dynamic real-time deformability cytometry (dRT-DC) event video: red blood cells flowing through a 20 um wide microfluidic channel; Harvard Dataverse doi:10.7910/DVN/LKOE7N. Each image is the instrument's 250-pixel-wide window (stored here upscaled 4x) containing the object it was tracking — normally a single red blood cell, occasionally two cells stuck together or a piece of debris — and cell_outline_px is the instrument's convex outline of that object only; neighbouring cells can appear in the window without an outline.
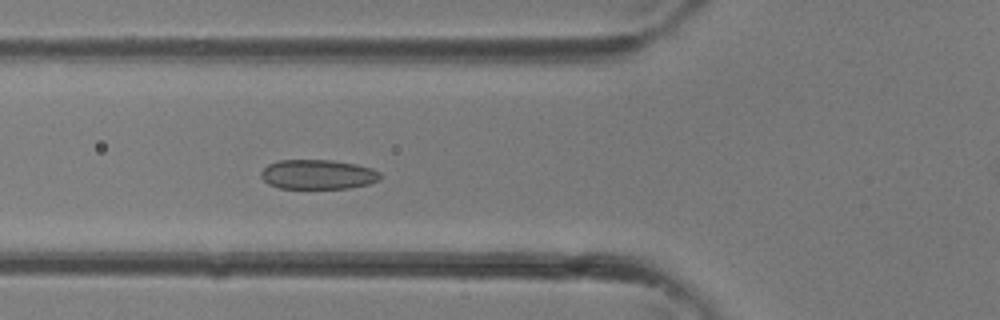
{"species": "common noctule bat (a hibernating species)", "species_latin": "Nyctalus noctula", "temperature_condition": "room temperature", "stored_images_in_passage": 36, "camera_frame_rate_fps": 3000, "um_per_image_px": 0.085, "animal": {"sex": "female"}, "frame": {"image": 1, "passage_image": 13, "time_ms": 4.0, "image_size_px": [1000, 320], "cell_outline_px": [[380, 180], [368, 184], [348, 188], [280, 188], [268, 184], [260, 176], [260, 172], [268, 164], [280, 160], [332, 160], [356, 164], [372, 168], [380, 172]], "centroid_in_image_um": [27.02, 14.82], "position_along_channel_um": 98.8, "area_um2": 20.58}}
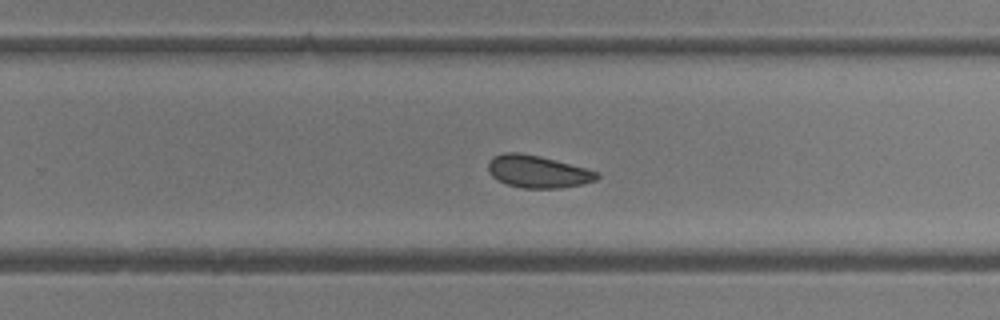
{"frame": {"image": 2, "passage_image": 23, "time_ms": 7.333, "image_size_px": [1000, 320], "cell_outline_px": [[600, 176], [596, 180], [584, 184], [560, 188], [520, 188], [508, 184], [492, 176], [488, 172], [488, 160], [492, 156], [504, 152], [520, 152], [540, 156], [600, 172]], "centroid_in_image_um": [45.7, 14.58], "position_along_channel_um": 284.1, "area_um2": 20.63}}
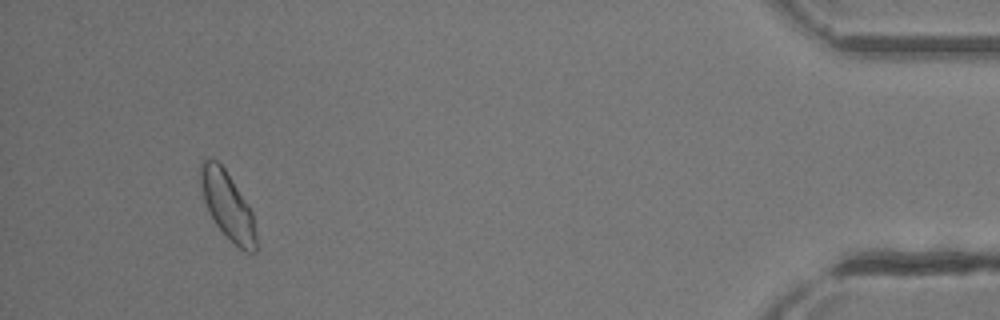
{"frame": {"image": 3, "passage_image": 34, "time_ms": 11.0, "image_size_px": [1000, 320], "cell_outline_px": [[256, 252], [244, 252], [216, 224], [208, 212], [204, 200], [200, 184], [200, 160], [204, 156], [216, 160], [224, 168], [248, 204], [252, 212], [256, 232]], "centroid_in_image_um": [19.32, 17.42], "position_along_channel_um": 415.9, "area_um2": 21.68}}